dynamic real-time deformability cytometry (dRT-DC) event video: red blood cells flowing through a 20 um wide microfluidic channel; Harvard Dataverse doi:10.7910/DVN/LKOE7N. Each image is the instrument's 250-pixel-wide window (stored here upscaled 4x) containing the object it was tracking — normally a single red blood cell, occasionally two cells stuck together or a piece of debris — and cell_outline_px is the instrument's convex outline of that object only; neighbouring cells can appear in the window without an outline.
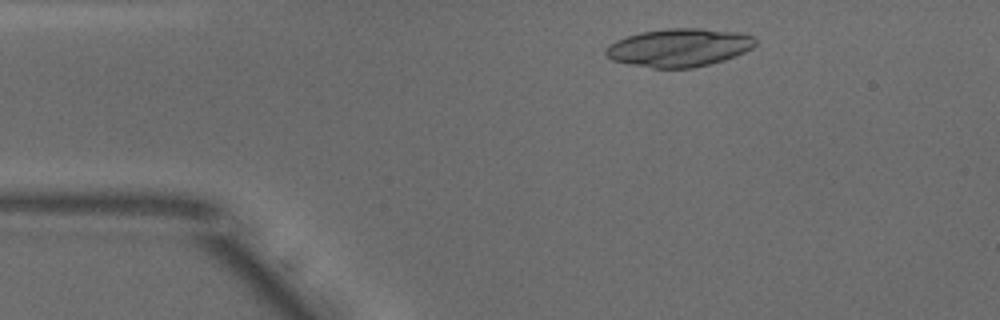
{"species": "common noctule bat (a hibernating species)", "species_latin": "Nyctalus noctula", "temperature_condition": "warm", "stored_images_in_passage": 34, "camera_frame_rate_fps": 3000, "um_per_image_px": 0.085, "animal": {"sex": "male", "body_mass_g": 18.8}, "frame": {"image": 1, "passage_image": 2, "time_ms": 0.333, "image_size_px": [1000, 320], "cell_outline_px": [[756, 44], [752, 48], [744, 52], [708, 64], [692, 68], [652, 68], [628, 64], [612, 60], [604, 56], [604, 52], [616, 40], [640, 32], [668, 28], [704, 28], [740, 32], [756, 36]], "centroid_in_image_um": [57.73, 4.03], "position_along_channel_um": 27.3, "area_um2": 33.23}}